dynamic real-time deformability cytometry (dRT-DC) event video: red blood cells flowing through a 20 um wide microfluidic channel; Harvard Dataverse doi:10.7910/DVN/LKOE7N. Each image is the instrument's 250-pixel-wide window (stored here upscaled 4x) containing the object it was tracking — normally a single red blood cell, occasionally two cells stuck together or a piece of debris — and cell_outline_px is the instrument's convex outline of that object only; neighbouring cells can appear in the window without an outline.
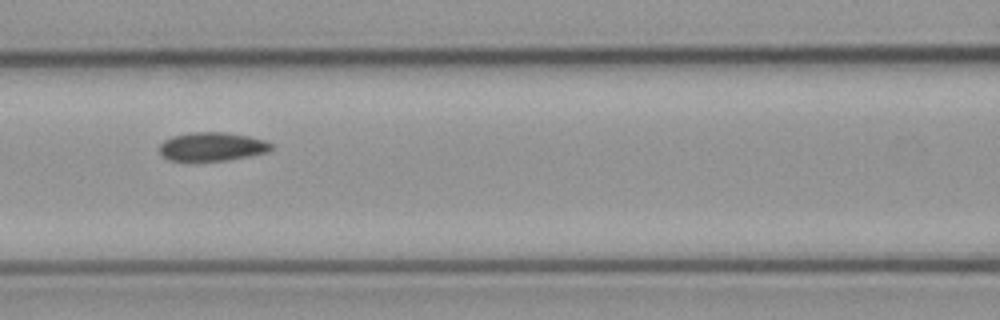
{"species": "common noctule bat (a hibernating species)", "species_latin": "Nyctalus noctula", "temperature_condition": "cold", "stored_images_in_passage": 7, "camera_frame_rate_fps": 3000, "um_per_image_px": 0.085, "animal": {"sex": "male", "body_mass_g": 23.1, "forearm_length_mm": 52.7}, "frame": {"image": 1, "passage_image": 6, "time_ms": 7.0, "image_size_px": [1000, 320], "cell_outline_px": [[272, 148], [268, 152], [228, 160], [168, 160], [160, 156], [160, 144], [164, 140], [172, 136], [192, 132], [224, 132], [248, 136], [264, 140], [272, 144]], "centroid_in_image_um": [18.0, 12.46], "position_along_channel_um": 148.6, "area_um2": 18.55}}
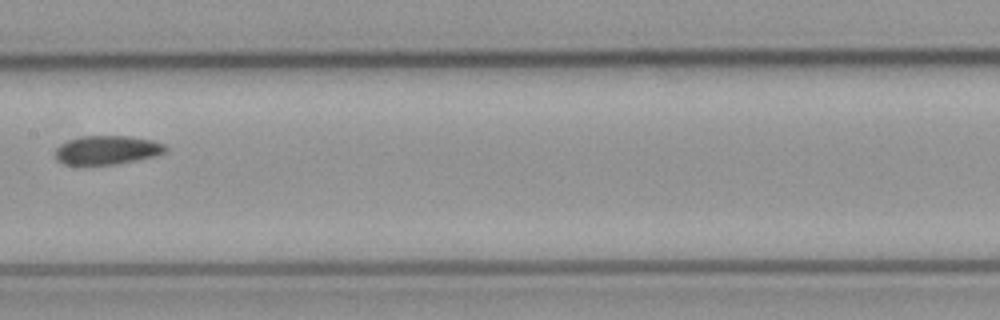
{"frame": {"image": 2, "passage_image": 7, "time_ms": 8.333, "image_size_px": [1000, 320], "cell_outline_px": [[168, 148], [164, 152], [152, 156], [116, 164], [64, 164], [56, 160], [56, 148], [60, 144], [68, 140], [80, 136], [128, 136], [152, 140], [164, 144]], "centroid_in_image_um": [9.07, 12.74], "position_along_channel_um": 198.3, "area_um2": 18.26}}